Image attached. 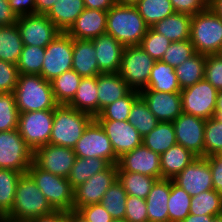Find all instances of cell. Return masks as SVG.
Masks as SVG:
<instances>
[{"instance_id":"20","label":"cell","mask_w":222,"mask_h":222,"mask_svg":"<svg viewBox=\"0 0 222 222\" xmlns=\"http://www.w3.org/2000/svg\"><path fill=\"white\" fill-rule=\"evenodd\" d=\"M140 97L159 122H173L183 113L181 93L142 90Z\"/></svg>"},{"instance_id":"17","label":"cell","mask_w":222,"mask_h":222,"mask_svg":"<svg viewBox=\"0 0 222 222\" xmlns=\"http://www.w3.org/2000/svg\"><path fill=\"white\" fill-rule=\"evenodd\" d=\"M172 180L191 197L213 189L212 172L206 157H196Z\"/></svg>"},{"instance_id":"46","label":"cell","mask_w":222,"mask_h":222,"mask_svg":"<svg viewBox=\"0 0 222 222\" xmlns=\"http://www.w3.org/2000/svg\"><path fill=\"white\" fill-rule=\"evenodd\" d=\"M18 117L14 93H0V132L17 129Z\"/></svg>"},{"instance_id":"16","label":"cell","mask_w":222,"mask_h":222,"mask_svg":"<svg viewBox=\"0 0 222 222\" xmlns=\"http://www.w3.org/2000/svg\"><path fill=\"white\" fill-rule=\"evenodd\" d=\"M206 120L182 113L173 122L176 142L197 157H204V131Z\"/></svg>"},{"instance_id":"37","label":"cell","mask_w":222,"mask_h":222,"mask_svg":"<svg viewBox=\"0 0 222 222\" xmlns=\"http://www.w3.org/2000/svg\"><path fill=\"white\" fill-rule=\"evenodd\" d=\"M135 7L149 27L175 13L170 0H140Z\"/></svg>"},{"instance_id":"41","label":"cell","mask_w":222,"mask_h":222,"mask_svg":"<svg viewBox=\"0 0 222 222\" xmlns=\"http://www.w3.org/2000/svg\"><path fill=\"white\" fill-rule=\"evenodd\" d=\"M23 173L0 168V211L6 216L12 209L16 187Z\"/></svg>"},{"instance_id":"35","label":"cell","mask_w":222,"mask_h":222,"mask_svg":"<svg viewBox=\"0 0 222 222\" xmlns=\"http://www.w3.org/2000/svg\"><path fill=\"white\" fill-rule=\"evenodd\" d=\"M82 77L75 71L69 70L51 81L52 91L59 105H68L74 98Z\"/></svg>"},{"instance_id":"12","label":"cell","mask_w":222,"mask_h":222,"mask_svg":"<svg viewBox=\"0 0 222 222\" xmlns=\"http://www.w3.org/2000/svg\"><path fill=\"white\" fill-rule=\"evenodd\" d=\"M218 90L206 79L181 90L182 112L203 119L215 115Z\"/></svg>"},{"instance_id":"29","label":"cell","mask_w":222,"mask_h":222,"mask_svg":"<svg viewBox=\"0 0 222 222\" xmlns=\"http://www.w3.org/2000/svg\"><path fill=\"white\" fill-rule=\"evenodd\" d=\"M68 106L95 118L98 115L97 77H82L77 92Z\"/></svg>"},{"instance_id":"21","label":"cell","mask_w":222,"mask_h":222,"mask_svg":"<svg viewBox=\"0 0 222 222\" xmlns=\"http://www.w3.org/2000/svg\"><path fill=\"white\" fill-rule=\"evenodd\" d=\"M106 28V11L85 8L66 33L73 39L93 40L106 33Z\"/></svg>"},{"instance_id":"40","label":"cell","mask_w":222,"mask_h":222,"mask_svg":"<svg viewBox=\"0 0 222 222\" xmlns=\"http://www.w3.org/2000/svg\"><path fill=\"white\" fill-rule=\"evenodd\" d=\"M128 122L138 130L142 137L147 135L159 123L141 97L133 103Z\"/></svg>"},{"instance_id":"22","label":"cell","mask_w":222,"mask_h":222,"mask_svg":"<svg viewBox=\"0 0 222 222\" xmlns=\"http://www.w3.org/2000/svg\"><path fill=\"white\" fill-rule=\"evenodd\" d=\"M92 42L100 73H119L124 46L108 33L101 34Z\"/></svg>"},{"instance_id":"25","label":"cell","mask_w":222,"mask_h":222,"mask_svg":"<svg viewBox=\"0 0 222 222\" xmlns=\"http://www.w3.org/2000/svg\"><path fill=\"white\" fill-rule=\"evenodd\" d=\"M72 69L81 77H97L100 74L92 40L73 39Z\"/></svg>"},{"instance_id":"55","label":"cell","mask_w":222,"mask_h":222,"mask_svg":"<svg viewBox=\"0 0 222 222\" xmlns=\"http://www.w3.org/2000/svg\"><path fill=\"white\" fill-rule=\"evenodd\" d=\"M8 2L18 17L35 14V0H8Z\"/></svg>"},{"instance_id":"42","label":"cell","mask_w":222,"mask_h":222,"mask_svg":"<svg viewBox=\"0 0 222 222\" xmlns=\"http://www.w3.org/2000/svg\"><path fill=\"white\" fill-rule=\"evenodd\" d=\"M140 97V92L131 90L125 97L104 107L95 120L128 121L133 103Z\"/></svg>"},{"instance_id":"18","label":"cell","mask_w":222,"mask_h":222,"mask_svg":"<svg viewBox=\"0 0 222 222\" xmlns=\"http://www.w3.org/2000/svg\"><path fill=\"white\" fill-rule=\"evenodd\" d=\"M117 168L118 171L137 172L162 179L160 155L143 144L124 153L118 160Z\"/></svg>"},{"instance_id":"2","label":"cell","mask_w":222,"mask_h":222,"mask_svg":"<svg viewBox=\"0 0 222 222\" xmlns=\"http://www.w3.org/2000/svg\"><path fill=\"white\" fill-rule=\"evenodd\" d=\"M13 93L19 113L54 110L59 105L55 100L51 81L40 75L19 74Z\"/></svg>"},{"instance_id":"54","label":"cell","mask_w":222,"mask_h":222,"mask_svg":"<svg viewBox=\"0 0 222 222\" xmlns=\"http://www.w3.org/2000/svg\"><path fill=\"white\" fill-rule=\"evenodd\" d=\"M206 158L212 172L213 189L222 195V156L218 154Z\"/></svg>"},{"instance_id":"15","label":"cell","mask_w":222,"mask_h":222,"mask_svg":"<svg viewBox=\"0 0 222 222\" xmlns=\"http://www.w3.org/2000/svg\"><path fill=\"white\" fill-rule=\"evenodd\" d=\"M76 160L72 148L46 144L33 152V162L42 170L67 178Z\"/></svg>"},{"instance_id":"51","label":"cell","mask_w":222,"mask_h":222,"mask_svg":"<svg viewBox=\"0 0 222 222\" xmlns=\"http://www.w3.org/2000/svg\"><path fill=\"white\" fill-rule=\"evenodd\" d=\"M204 79L218 91L222 90V59L216 54L207 55Z\"/></svg>"},{"instance_id":"9","label":"cell","mask_w":222,"mask_h":222,"mask_svg":"<svg viewBox=\"0 0 222 222\" xmlns=\"http://www.w3.org/2000/svg\"><path fill=\"white\" fill-rule=\"evenodd\" d=\"M33 151L17 129L0 132V168L27 173Z\"/></svg>"},{"instance_id":"8","label":"cell","mask_w":222,"mask_h":222,"mask_svg":"<svg viewBox=\"0 0 222 222\" xmlns=\"http://www.w3.org/2000/svg\"><path fill=\"white\" fill-rule=\"evenodd\" d=\"M53 119L54 110L19 113L17 130L33 152L49 144Z\"/></svg>"},{"instance_id":"56","label":"cell","mask_w":222,"mask_h":222,"mask_svg":"<svg viewBox=\"0 0 222 222\" xmlns=\"http://www.w3.org/2000/svg\"><path fill=\"white\" fill-rule=\"evenodd\" d=\"M18 16L11 9L8 0H0V27L16 24Z\"/></svg>"},{"instance_id":"33","label":"cell","mask_w":222,"mask_h":222,"mask_svg":"<svg viewBox=\"0 0 222 222\" xmlns=\"http://www.w3.org/2000/svg\"><path fill=\"white\" fill-rule=\"evenodd\" d=\"M110 164L102 158H82L76 157L74 165L67 179L71 187L75 189L80 184L85 183L91 176L105 170Z\"/></svg>"},{"instance_id":"24","label":"cell","mask_w":222,"mask_h":222,"mask_svg":"<svg viewBox=\"0 0 222 222\" xmlns=\"http://www.w3.org/2000/svg\"><path fill=\"white\" fill-rule=\"evenodd\" d=\"M98 114L114 101L125 97L131 89L119 73H100L97 76Z\"/></svg>"},{"instance_id":"49","label":"cell","mask_w":222,"mask_h":222,"mask_svg":"<svg viewBox=\"0 0 222 222\" xmlns=\"http://www.w3.org/2000/svg\"><path fill=\"white\" fill-rule=\"evenodd\" d=\"M146 207L144 199L127 195L124 219L128 222H149Z\"/></svg>"},{"instance_id":"13","label":"cell","mask_w":222,"mask_h":222,"mask_svg":"<svg viewBox=\"0 0 222 222\" xmlns=\"http://www.w3.org/2000/svg\"><path fill=\"white\" fill-rule=\"evenodd\" d=\"M16 25L24 46L46 48L61 33L43 14L19 16Z\"/></svg>"},{"instance_id":"69","label":"cell","mask_w":222,"mask_h":222,"mask_svg":"<svg viewBox=\"0 0 222 222\" xmlns=\"http://www.w3.org/2000/svg\"><path fill=\"white\" fill-rule=\"evenodd\" d=\"M208 6L210 5L211 3V0H203Z\"/></svg>"},{"instance_id":"28","label":"cell","mask_w":222,"mask_h":222,"mask_svg":"<svg viewBox=\"0 0 222 222\" xmlns=\"http://www.w3.org/2000/svg\"><path fill=\"white\" fill-rule=\"evenodd\" d=\"M85 8L84 0H57L46 16L61 32H66Z\"/></svg>"},{"instance_id":"60","label":"cell","mask_w":222,"mask_h":222,"mask_svg":"<svg viewBox=\"0 0 222 222\" xmlns=\"http://www.w3.org/2000/svg\"><path fill=\"white\" fill-rule=\"evenodd\" d=\"M213 215H194L189 214L182 222H211Z\"/></svg>"},{"instance_id":"63","label":"cell","mask_w":222,"mask_h":222,"mask_svg":"<svg viewBox=\"0 0 222 222\" xmlns=\"http://www.w3.org/2000/svg\"><path fill=\"white\" fill-rule=\"evenodd\" d=\"M208 7L222 19V0H211Z\"/></svg>"},{"instance_id":"4","label":"cell","mask_w":222,"mask_h":222,"mask_svg":"<svg viewBox=\"0 0 222 222\" xmlns=\"http://www.w3.org/2000/svg\"><path fill=\"white\" fill-rule=\"evenodd\" d=\"M93 119L91 115L68 105H58L54 109L49 144L73 149Z\"/></svg>"},{"instance_id":"36","label":"cell","mask_w":222,"mask_h":222,"mask_svg":"<svg viewBox=\"0 0 222 222\" xmlns=\"http://www.w3.org/2000/svg\"><path fill=\"white\" fill-rule=\"evenodd\" d=\"M157 180L155 177L137 172L118 171V181L123 185L127 195L144 200Z\"/></svg>"},{"instance_id":"59","label":"cell","mask_w":222,"mask_h":222,"mask_svg":"<svg viewBox=\"0 0 222 222\" xmlns=\"http://www.w3.org/2000/svg\"><path fill=\"white\" fill-rule=\"evenodd\" d=\"M57 0H35V14L46 15Z\"/></svg>"},{"instance_id":"10","label":"cell","mask_w":222,"mask_h":222,"mask_svg":"<svg viewBox=\"0 0 222 222\" xmlns=\"http://www.w3.org/2000/svg\"><path fill=\"white\" fill-rule=\"evenodd\" d=\"M73 150L76 157L102 158L109 164H117L119 160L115 155L107 134L95 119L85 128Z\"/></svg>"},{"instance_id":"26","label":"cell","mask_w":222,"mask_h":222,"mask_svg":"<svg viewBox=\"0 0 222 222\" xmlns=\"http://www.w3.org/2000/svg\"><path fill=\"white\" fill-rule=\"evenodd\" d=\"M191 15L174 13L165 19L156 22L151 28L165 36L170 42L190 39Z\"/></svg>"},{"instance_id":"67","label":"cell","mask_w":222,"mask_h":222,"mask_svg":"<svg viewBox=\"0 0 222 222\" xmlns=\"http://www.w3.org/2000/svg\"><path fill=\"white\" fill-rule=\"evenodd\" d=\"M216 55L222 59V45L220 46V49L218 50V52L216 53Z\"/></svg>"},{"instance_id":"43","label":"cell","mask_w":222,"mask_h":222,"mask_svg":"<svg viewBox=\"0 0 222 222\" xmlns=\"http://www.w3.org/2000/svg\"><path fill=\"white\" fill-rule=\"evenodd\" d=\"M127 193L118 179L105 192L102 206L108 211L113 219H124L126 212Z\"/></svg>"},{"instance_id":"19","label":"cell","mask_w":222,"mask_h":222,"mask_svg":"<svg viewBox=\"0 0 222 222\" xmlns=\"http://www.w3.org/2000/svg\"><path fill=\"white\" fill-rule=\"evenodd\" d=\"M111 141L115 155L120 158L124 153L142 145V136L128 121L96 120Z\"/></svg>"},{"instance_id":"30","label":"cell","mask_w":222,"mask_h":222,"mask_svg":"<svg viewBox=\"0 0 222 222\" xmlns=\"http://www.w3.org/2000/svg\"><path fill=\"white\" fill-rule=\"evenodd\" d=\"M144 90H153L165 93H180L175 69L167 63L155 61L152 67L147 88Z\"/></svg>"},{"instance_id":"11","label":"cell","mask_w":222,"mask_h":222,"mask_svg":"<svg viewBox=\"0 0 222 222\" xmlns=\"http://www.w3.org/2000/svg\"><path fill=\"white\" fill-rule=\"evenodd\" d=\"M73 38L61 32L46 48L41 74L45 80L52 81L66 71L72 70Z\"/></svg>"},{"instance_id":"47","label":"cell","mask_w":222,"mask_h":222,"mask_svg":"<svg viewBox=\"0 0 222 222\" xmlns=\"http://www.w3.org/2000/svg\"><path fill=\"white\" fill-rule=\"evenodd\" d=\"M170 43L165 36L149 27L139 46L155 61H160Z\"/></svg>"},{"instance_id":"44","label":"cell","mask_w":222,"mask_h":222,"mask_svg":"<svg viewBox=\"0 0 222 222\" xmlns=\"http://www.w3.org/2000/svg\"><path fill=\"white\" fill-rule=\"evenodd\" d=\"M45 48L38 46H23L17 63L19 74L40 75L44 62Z\"/></svg>"},{"instance_id":"32","label":"cell","mask_w":222,"mask_h":222,"mask_svg":"<svg viewBox=\"0 0 222 222\" xmlns=\"http://www.w3.org/2000/svg\"><path fill=\"white\" fill-rule=\"evenodd\" d=\"M23 46L16 24L0 27V60L17 65Z\"/></svg>"},{"instance_id":"14","label":"cell","mask_w":222,"mask_h":222,"mask_svg":"<svg viewBox=\"0 0 222 222\" xmlns=\"http://www.w3.org/2000/svg\"><path fill=\"white\" fill-rule=\"evenodd\" d=\"M117 179V164H110L105 170L91 176L74 189L73 210L77 211L80 207L100 203L105 192Z\"/></svg>"},{"instance_id":"38","label":"cell","mask_w":222,"mask_h":222,"mask_svg":"<svg viewBox=\"0 0 222 222\" xmlns=\"http://www.w3.org/2000/svg\"><path fill=\"white\" fill-rule=\"evenodd\" d=\"M191 195L171 180V191L167 202L169 222H182L188 215Z\"/></svg>"},{"instance_id":"45","label":"cell","mask_w":222,"mask_h":222,"mask_svg":"<svg viewBox=\"0 0 222 222\" xmlns=\"http://www.w3.org/2000/svg\"><path fill=\"white\" fill-rule=\"evenodd\" d=\"M222 153V122L215 116L206 119L204 131V157Z\"/></svg>"},{"instance_id":"34","label":"cell","mask_w":222,"mask_h":222,"mask_svg":"<svg viewBox=\"0 0 222 222\" xmlns=\"http://www.w3.org/2000/svg\"><path fill=\"white\" fill-rule=\"evenodd\" d=\"M176 143L172 122H159L154 129L142 138V144L159 155Z\"/></svg>"},{"instance_id":"68","label":"cell","mask_w":222,"mask_h":222,"mask_svg":"<svg viewBox=\"0 0 222 222\" xmlns=\"http://www.w3.org/2000/svg\"><path fill=\"white\" fill-rule=\"evenodd\" d=\"M111 222H128L125 219H113Z\"/></svg>"},{"instance_id":"3","label":"cell","mask_w":222,"mask_h":222,"mask_svg":"<svg viewBox=\"0 0 222 222\" xmlns=\"http://www.w3.org/2000/svg\"><path fill=\"white\" fill-rule=\"evenodd\" d=\"M148 28L135 6L115 4L107 12L106 33L124 47L140 45Z\"/></svg>"},{"instance_id":"64","label":"cell","mask_w":222,"mask_h":222,"mask_svg":"<svg viewBox=\"0 0 222 222\" xmlns=\"http://www.w3.org/2000/svg\"><path fill=\"white\" fill-rule=\"evenodd\" d=\"M115 4L135 6L140 0H114Z\"/></svg>"},{"instance_id":"1","label":"cell","mask_w":222,"mask_h":222,"mask_svg":"<svg viewBox=\"0 0 222 222\" xmlns=\"http://www.w3.org/2000/svg\"><path fill=\"white\" fill-rule=\"evenodd\" d=\"M54 211L32 177L28 173H23L18 181L14 203L6 215V221L28 222L36 217L52 214Z\"/></svg>"},{"instance_id":"62","label":"cell","mask_w":222,"mask_h":222,"mask_svg":"<svg viewBox=\"0 0 222 222\" xmlns=\"http://www.w3.org/2000/svg\"><path fill=\"white\" fill-rule=\"evenodd\" d=\"M214 116L222 122V90H220L217 95L216 109Z\"/></svg>"},{"instance_id":"61","label":"cell","mask_w":222,"mask_h":222,"mask_svg":"<svg viewBox=\"0 0 222 222\" xmlns=\"http://www.w3.org/2000/svg\"><path fill=\"white\" fill-rule=\"evenodd\" d=\"M66 222H88L77 211L71 210L66 212Z\"/></svg>"},{"instance_id":"27","label":"cell","mask_w":222,"mask_h":222,"mask_svg":"<svg viewBox=\"0 0 222 222\" xmlns=\"http://www.w3.org/2000/svg\"><path fill=\"white\" fill-rule=\"evenodd\" d=\"M197 156L182 145L176 143L160 155V167L163 179L175 178Z\"/></svg>"},{"instance_id":"53","label":"cell","mask_w":222,"mask_h":222,"mask_svg":"<svg viewBox=\"0 0 222 222\" xmlns=\"http://www.w3.org/2000/svg\"><path fill=\"white\" fill-rule=\"evenodd\" d=\"M176 13L194 16L204 11L208 5L203 0H170Z\"/></svg>"},{"instance_id":"7","label":"cell","mask_w":222,"mask_h":222,"mask_svg":"<svg viewBox=\"0 0 222 222\" xmlns=\"http://www.w3.org/2000/svg\"><path fill=\"white\" fill-rule=\"evenodd\" d=\"M155 60L139 45L125 46L119 74L131 90L141 92L147 88Z\"/></svg>"},{"instance_id":"52","label":"cell","mask_w":222,"mask_h":222,"mask_svg":"<svg viewBox=\"0 0 222 222\" xmlns=\"http://www.w3.org/2000/svg\"><path fill=\"white\" fill-rule=\"evenodd\" d=\"M77 212L88 222H111L113 220L101 203L80 207Z\"/></svg>"},{"instance_id":"39","label":"cell","mask_w":222,"mask_h":222,"mask_svg":"<svg viewBox=\"0 0 222 222\" xmlns=\"http://www.w3.org/2000/svg\"><path fill=\"white\" fill-rule=\"evenodd\" d=\"M189 214L222 215V195L212 189L192 197Z\"/></svg>"},{"instance_id":"50","label":"cell","mask_w":222,"mask_h":222,"mask_svg":"<svg viewBox=\"0 0 222 222\" xmlns=\"http://www.w3.org/2000/svg\"><path fill=\"white\" fill-rule=\"evenodd\" d=\"M18 75L17 65L0 60V93H13Z\"/></svg>"},{"instance_id":"5","label":"cell","mask_w":222,"mask_h":222,"mask_svg":"<svg viewBox=\"0 0 222 222\" xmlns=\"http://www.w3.org/2000/svg\"><path fill=\"white\" fill-rule=\"evenodd\" d=\"M196 53L214 55L222 45V19L209 7L191 18L190 39Z\"/></svg>"},{"instance_id":"58","label":"cell","mask_w":222,"mask_h":222,"mask_svg":"<svg viewBox=\"0 0 222 222\" xmlns=\"http://www.w3.org/2000/svg\"><path fill=\"white\" fill-rule=\"evenodd\" d=\"M28 222H66V212L54 211L52 214L36 217L29 220Z\"/></svg>"},{"instance_id":"66","label":"cell","mask_w":222,"mask_h":222,"mask_svg":"<svg viewBox=\"0 0 222 222\" xmlns=\"http://www.w3.org/2000/svg\"><path fill=\"white\" fill-rule=\"evenodd\" d=\"M0 222H6V216L0 211Z\"/></svg>"},{"instance_id":"23","label":"cell","mask_w":222,"mask_h":222,"mask_svg":"<svg viewBox=\"0 0 222 222\" xmlns=\"http://www.w3.org/2000/svg\"><path fill=\"white\" fill-rule=\"evenodd\" d=\"M171 191V179H158L147 198V214L149 222H169L167 202Z\"/></svg>"},{"instance_id":"6","label":"cell","mask_w":222,"mask_h":222,"mask_svg":"<svg viewBox=\"0 0 222 222\" xmlns=\"http://www.w3.org/2000/svg\"><path fill=\"white\" fill-rule=\"evenodd\" d=\"M27 173L55 211L73 210L74 189L67 178L42 170L34 162L30 164Z\"/></svg>"},{"instance_id":"65","label":"cell","mask_w":222,"mask_h":222,"mask_svg":"<svg viewBox=\"0 0 222 222\" xmlns=\"http://www.w3.org/2000/svg\"><path fill=\"white\" fill-rule=\"evenodd\" d=\"M211 222H222V215L214 217Z\"/></svg>"},{"instance_id":"57","label":"cell","mask_w":222,"mask_h":222,"mask_svg":"<svg viewBox=\"0 0 222 222\" xmlns=\"http://www.w3.org/2000/svg\"><path fill=\"white\" fill-rule=\"evenodd\" d=\"M87 9H98L108 12L114 5V0H84Z\"/></svg>"},{"instance_id":"48","label":"cell","mask_w":222,"mask_h":222,"mask_svg":"<svg viewBox=\"0 0 222 222\" xmlns=\"http://www.w3.org/2000/svg\"><path fill=\"white\" fill-rule=\"evenodd\" d=\"M190 40L171 42L161 61L174 69L195 54Z\"/></svg>"},{"instance_id":"31","label":"cell","mask_w":222,"mask_h":222,"mask_svg":"<svg viewBox=\"0 0 222 222\" xmlns=\"http://www.w3.org/2000/svg\"><path fill=\"white\" fill-rule=\"evenodd\" d=\"M206 59L207 55L195 53L191 58L175 68L181 90L204 79Z\"/></svg>"}]
</instances>
